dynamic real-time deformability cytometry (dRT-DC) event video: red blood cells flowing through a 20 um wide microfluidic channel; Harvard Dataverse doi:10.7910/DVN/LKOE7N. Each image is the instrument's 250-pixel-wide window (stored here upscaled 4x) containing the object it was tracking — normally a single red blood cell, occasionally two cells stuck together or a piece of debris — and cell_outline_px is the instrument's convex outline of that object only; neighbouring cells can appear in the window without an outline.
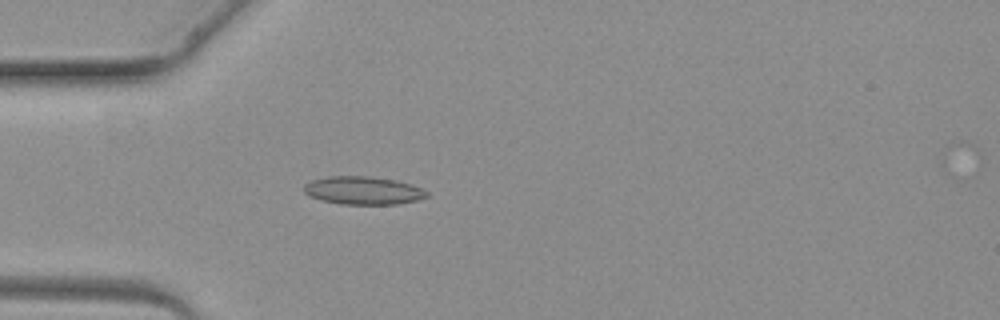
{"species": "common noctule bat (a hibernating species)", "species_latin": "Nyctalus noctula", "temperature_condition": "warm", "stored_images_in_passage": 3, "camera_frame_rate_fps": 3000, "um_per_image_px": 0.085, "animal": {"sex": "female", "body_mass_g": 19.3, "forearm_length_mm": 54.1}, "frame": {"image": 1, "passage_image": 3, "time_ms": 3.667, "image_size_px": [1000, 320], "cell_outline_px": [[428, 196], [416, 200], [396, 204], [340, 204], [320, 200], [308, 196], [304, 192], [304, 184], [312, 180], [328, 176], [368, 176], [396, 180], [420, 188], [428, 192]], "centroid_in_image_um": [30.81, 16.19], "position_along_channel_um": 54.2, "area_um2": 20.0}}